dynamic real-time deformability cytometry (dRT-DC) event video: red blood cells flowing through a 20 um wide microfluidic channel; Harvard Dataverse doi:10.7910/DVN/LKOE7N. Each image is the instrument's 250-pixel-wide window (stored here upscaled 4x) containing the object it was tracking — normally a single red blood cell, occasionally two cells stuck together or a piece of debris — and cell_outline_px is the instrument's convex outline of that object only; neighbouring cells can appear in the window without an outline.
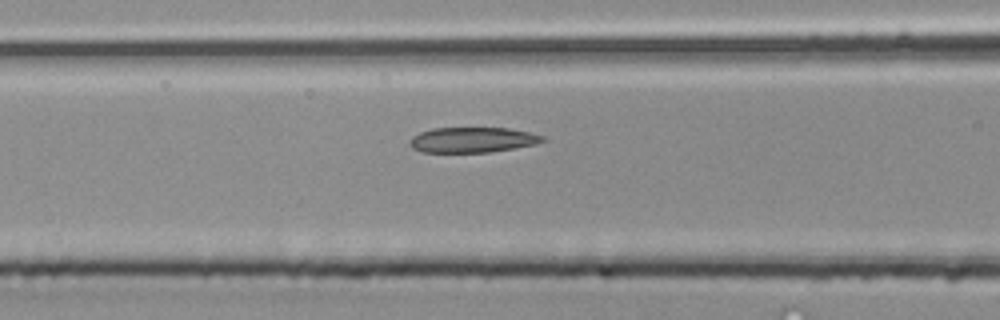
{"species": "common noctule bat (a hibernating species)", "species_latin": "Nyctalus noctula", "temperature_condition": "room temperature", "stored_images_in_passage": 30, "camera_frame_rate_fps": 3000, "um_per_image_px": 0.085, "animal": {"sex": "male", "body_mass_g": 20.4}, "frame": {"image": 1, "passage_image": 11, "time_ms": 3.333, "image_size_px": [1000, 320], "cell_outline_px": [[544, 140], [536, 144], [488, 152], [420, 152], [412, 148], [408, 144], [408, 140], [412, 136], [420, 132], [432, 128], [508, 128], [528, 132], [544, 136]], "centroid_in_image_um": [40.09, 11.88], "position_along_channel_um": 126.5, "area_um2": 19.54}}
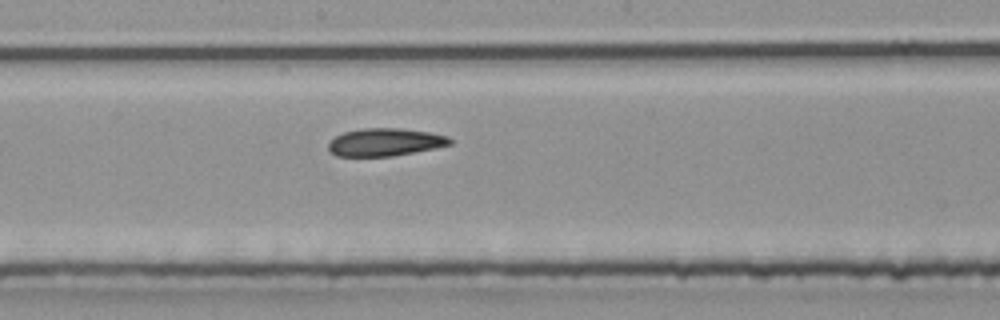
{"frame": {"image": 2, "passage_image": 17, "time_ms": 5.333, "image_size_px": [1000, 320], "cell_outline_px": [[452, 144], [436, 148], [392, 156], [336, 156], [328, 148], [328, 140], [344, 132], [360, 128], [400, 128], [428, 132], [448, 136], [452, 140]], "centroid_in_image_um": [32.72, 12.08], "position_along_channel_um": 215.5, "area_um2": 19.71}}
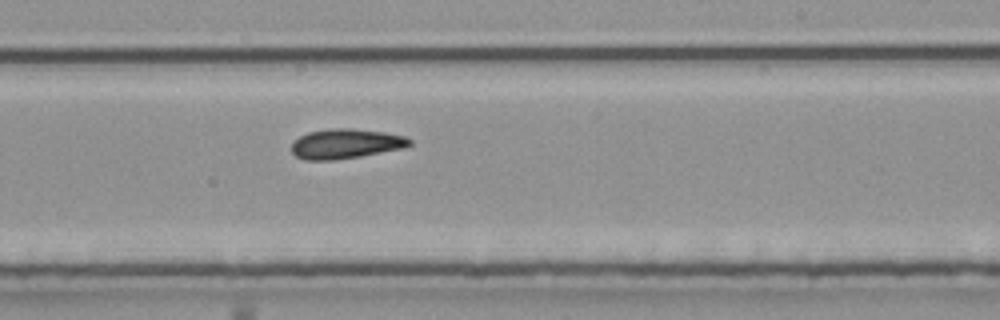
{"frame": {"image": 3, "passage_image": 20, "time_ms": 6.333, "image_size_px": [1000, 320], "cell_outline_px": [[412, 144], [400, 148], [360, 156], [332, 160], [304, 160], [296, 156], [292, 152], [292, 144], [300, 136], [308, 132], [332, 128], [348, 128], [384, 132], [404, 136], [412, 140]], "centroid_in_image_um": [29.36, 12.21], "position_along_channel_um": 259.6, "area_um2": 20.17}}